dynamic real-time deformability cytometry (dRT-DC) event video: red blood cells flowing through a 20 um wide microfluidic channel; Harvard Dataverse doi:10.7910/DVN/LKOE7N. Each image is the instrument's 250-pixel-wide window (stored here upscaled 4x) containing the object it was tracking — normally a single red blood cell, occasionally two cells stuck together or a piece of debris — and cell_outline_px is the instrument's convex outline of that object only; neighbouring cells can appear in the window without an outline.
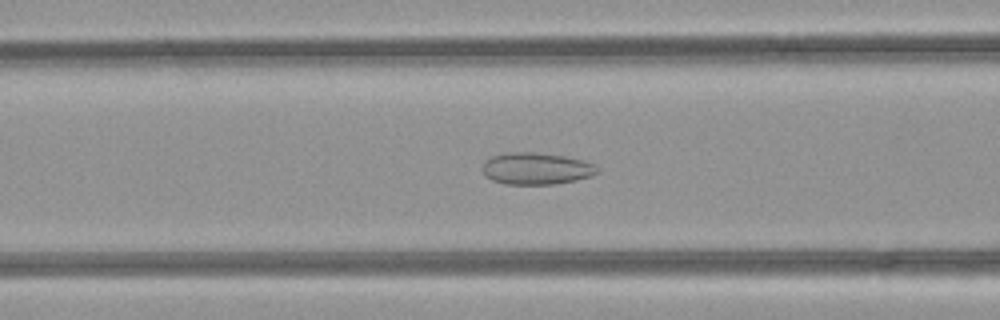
{"species": "common noctule bat (a hibernating species)", "species_latin": "Nyctalus noctula", "temperature_condition": "room temperature", "stored_images_in_passage": 41, "camera_frame_rate_fps": 3000, "um_per_image_px": 0.085, "animal": {"sex": "female", "body_mass_g": 21.9}, "frame": {"image": 1, "passage_image": 11, "time_ms": 3.333, "image_size_px": [1000, 320], "cell_outline_px": [[600, 172], [592, 176], [576, 180], [556, 184], [504, 184], [492, 180], [484, 176], [480, 168], [484, 160], [492, 156], [508, 152], [536, 152], [564, 156], [584, 160], [596, 164]], "centroid_in_image_um": [45.57, 14.33], "position_along_channel_um": 121.0, "area_um2": 21.79}}
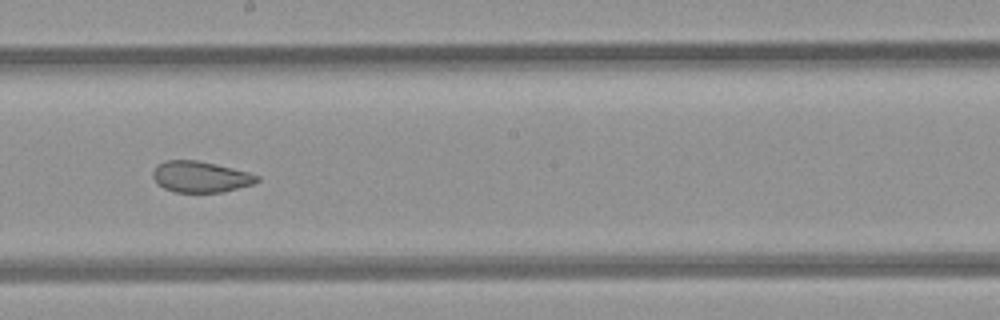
{"frame": {"image": 2, "passage_image": 19, "time_ms": 6.0, "image_size_px": [1000, 320], "cell_outline_px": [[260, 180], [252, 184], [224, 192], [176, 192], [164, 188], [156, 184], [152, 176], [152, 172], [156, 164], [168, 160], [196, 160], [216, 164], [248, 172], [260, 176]], "centroid_in_image_um": [17.01, 15.02], "position_along_channel_um": 231.2, "area_um2": 18.96}}
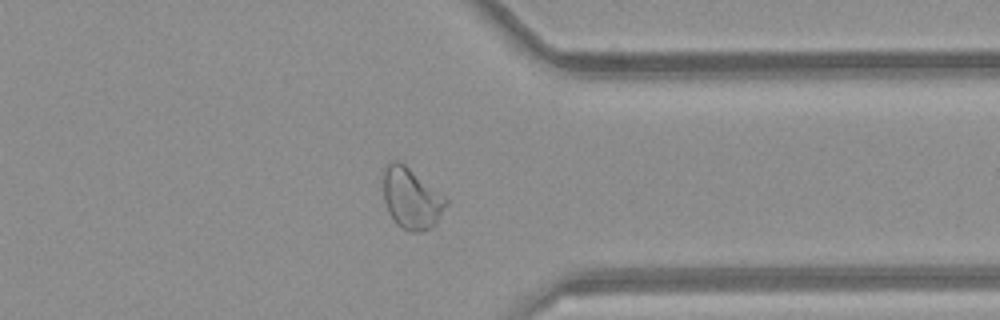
{"frame": {"image": 3, "passage_image": 30, "time_ms": 9.667, "image_size_px": [1000, 320], "cell_outline_px": [[448, 204], [436, 224], [432, 228], [420, 232], [408, 232], [400, 228], [392, 220], [388, 212], [384, 200], [384, 164], [392, 160], [400, 160], [444, 196], [448, 200]], "centroid_in_image_um": [34.96, 16.88], "position_along_channel_um": 376.4, "area_um2": 22.66}, "authors_computed_cell_mechanics": {"area_um2": 22.542, "velocity_mm_per_s": 4.1238, "shape_relaxation_time_tau1_ms": null, "shape_relaxation_time_tau2_ms": 1.2394, "deformation_change_tau1": null, "deformation_change_tau2": 0.069}}